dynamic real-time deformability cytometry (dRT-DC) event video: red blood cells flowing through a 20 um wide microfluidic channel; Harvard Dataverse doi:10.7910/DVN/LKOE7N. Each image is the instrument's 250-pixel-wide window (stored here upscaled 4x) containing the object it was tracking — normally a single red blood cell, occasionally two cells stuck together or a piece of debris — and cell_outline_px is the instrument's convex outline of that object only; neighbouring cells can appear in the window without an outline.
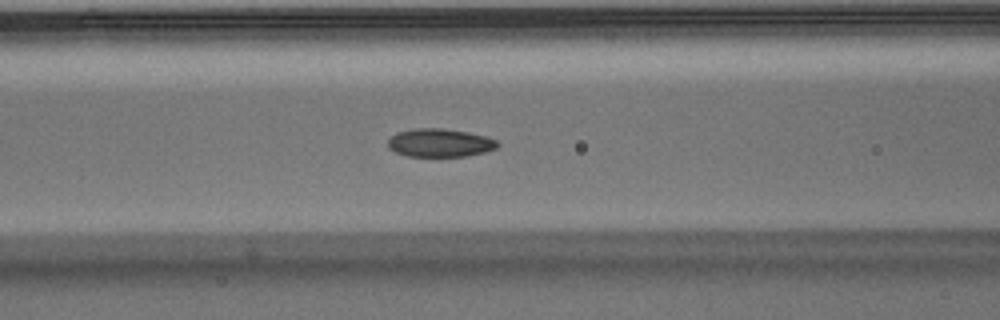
{"species": "Egyptian fruit bat (a non-hibernating species)", "species_latin": "Rousettus aegyptiacus", "temperature_condition": "warm", "stored_images_in_passage": 43, "camera_frame_rate_fps": 3000, "um_per_image_px": 0.085, "animal": {"sex": "male"}, "frame": {"image": 1, "passage_image": 13, "time_ms": 4.0, "image_size_px": [1000, 320], "cell_outline_px": [[500, 144], [496, 148], [484, 152], [468, 156], [408, 156], [396, 152], [388, 148], [388, 140], [396, 132], [416, 128], [444, 128], [468, 132], [488, 136], [496, 140]], "centroid_in_image_um": [37.4, 12.13], "position_along_channel_um": 129.2, "area_um2": 18.15}}
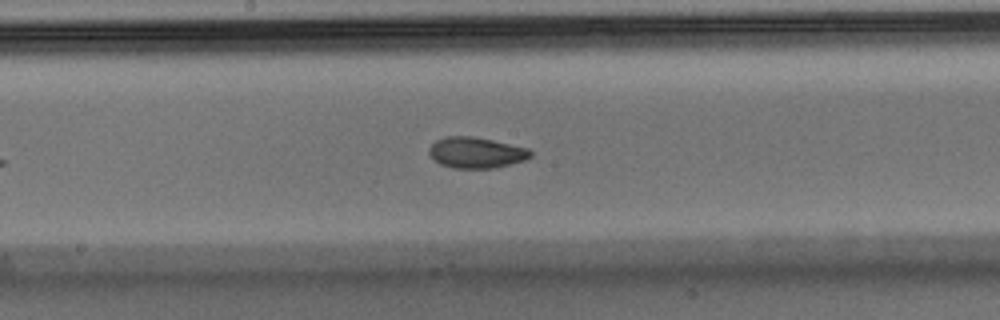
{"frame": {"image": 2, "passage_image": 19, "time_ms": 6.0, "image_size_px": [1000, 320], "cell_outline_px": [[532, 156], [524, 160], [492, 168], [452, 168], [440, 164], [428, 152], [428, 148], [436, 140], [444, 136], [472, 136], [492, 140], [528, 148], [532, 152]], "centroid_in_image_um": [40.45, 12.96], "position_along_channel_um": 207.8, "area_um2": 18.15}}
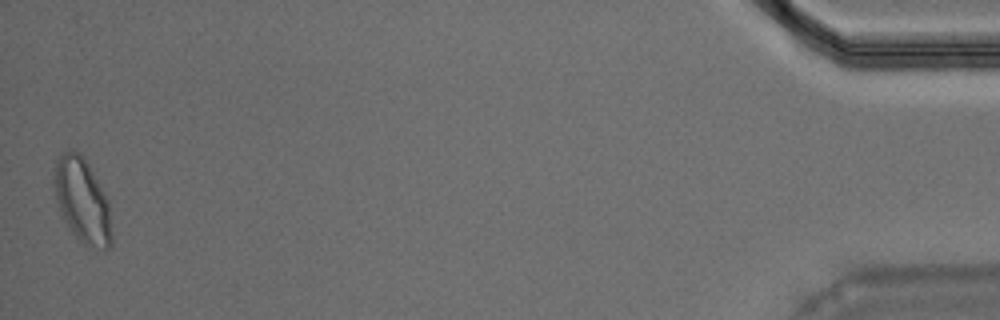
{"frame": {"image": 3, "passage_image": 43, "time_ms": 14.0, "image_size_px": [1000, 320], "cell_outline_px": [[112, 244], [108, 248], [104, 248], [84, 244], [72, 232], [64, 220], [52, 184], [52, 180], [56, 160], [60, 152], [68, 148], [72, 148], [80, 152], [88, 164], [104, 192], [108, 200], [112, 232]], "centroid_in_image_um": [6.97, 16.97], "position_along_channel_um": 428.2, "area_um2": 28.38}, "authors_computed_cell_mechanics": {"area_um2": 18.3804, "velocity_mm_per_s": 3.9246, "shape_relaxation_time_tau1_ms": 4.8863, "shape_relaxation_time_tau2_ms": 1.8511, "deformation_change_tau1": 0.1284, "deformation_change_tau2": 0.0645}}